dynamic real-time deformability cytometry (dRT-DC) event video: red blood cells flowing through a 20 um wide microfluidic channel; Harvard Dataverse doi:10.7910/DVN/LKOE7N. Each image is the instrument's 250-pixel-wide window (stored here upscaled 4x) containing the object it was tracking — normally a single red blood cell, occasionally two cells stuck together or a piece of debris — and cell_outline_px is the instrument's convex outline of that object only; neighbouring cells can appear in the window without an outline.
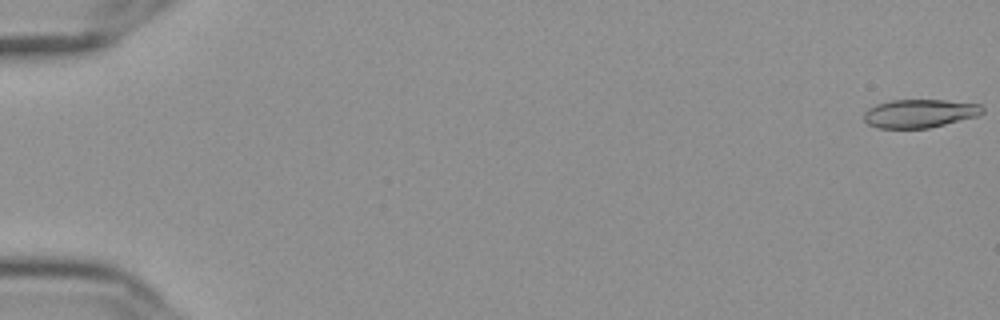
{"species": "Egyptian fruit bat (a non-hibernating species)", "species_latin": "Rousettus aegyptiacus", "temperature_condition": "cold", "stored_images_in_passage": 57, "camera_frame_rate_fps": 3000, "um_per_image_px": 0.085, "frame": {"image": 1, "passage_image": 1, "time_ms": 0.0, "image_size_px": [1000, 320], "cell_outline_px": [[984, 112], [976, 116], [928, 128], [880, 128], [868, 124], [864, 120], [864, 112], [868, 108], [876, 104], [892, 100], [944, 100], [980, 104], [984, 108]], "centroid_in_image_um": [78.15, 9.63], "position_along_channel_um": 6.9, "area_um2": 19.48}}
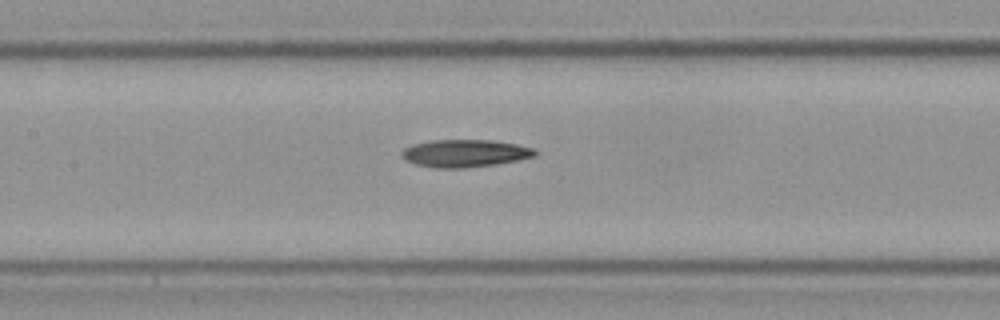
{"frame": {"image": 2, "passage_image": 28, "time_ms": 9.0, "image_size_px": [1000, 320], "cell_outline_px": [[536, 156], [516, 160], [492, 164], [460, 168], [436, 168], [416, 164], [404, 160], [400, 156], [400, 152], [404, 148], [412, 144], [432, 140], [492, 140], [516, 144], [536, 148]], "centroid_in_image_um": [39.47, 13.02], "position_along_channel_um": 167.9, "area_um2": 21.33}}
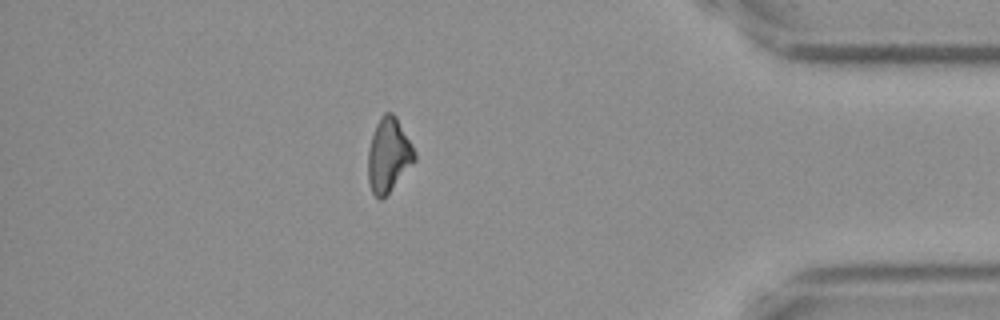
{"frame": {"image": 3, "passage_image": 50, "time_ms": 16.333, "image_size_px": [1000, 320], "cell_outline_px": [[416, 160], [388, 192], [380, 200], [372, 192], [368, 180], [368, 148], [376, 124], [380, 116], [384, 112], [392, 112], [396, 116], [416, 156]], "centroid_in_image_um": [33.0, 13.16], "position_along_channel_um": 402.2, "area_um2": 19.59}, "authors_computed_cell_mechanics": {"area_um2": 20.6924, "velocity_mm_per_s": 3.657, "shape_relaxation_time_tau1_ms": 6.1167, "shape_relaxation_time_tau2_ms": null, "deformation_change_tau1": 0.159, "deformation_change_tau2": null}}